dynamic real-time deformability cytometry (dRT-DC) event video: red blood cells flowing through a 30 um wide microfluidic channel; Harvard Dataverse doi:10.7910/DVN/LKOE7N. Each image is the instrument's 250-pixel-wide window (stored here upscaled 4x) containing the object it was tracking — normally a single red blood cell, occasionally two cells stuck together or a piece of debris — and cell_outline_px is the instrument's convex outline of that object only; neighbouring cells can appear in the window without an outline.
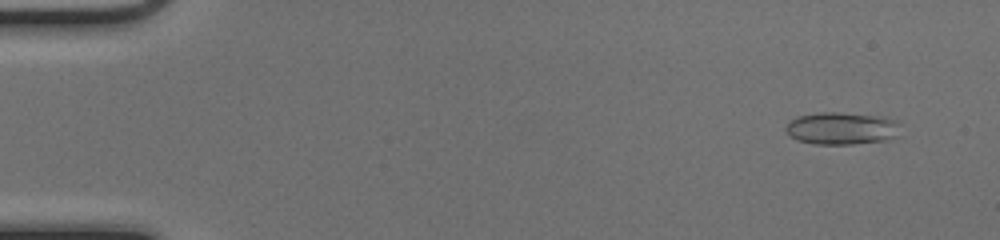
{"species": "common noctule bat (a hibernating species)", "species_latin": "Nyctalus noctula", "temperature_condition": "cold", "stored_images_in_passage": 51, "camera_frame_rate_fps": 3000, "um_per_image_px": 0.085, "animal": {"sex": "female", "body_mass_g": 17.0, "forearm_length_mm": 48.0}, "frame": {"image": 1, "passage_image": 4, "time_ms": 1.0, "image_size_px": [1000, 240], "cell_outline_px": [[900, 136], [888, 140], [852, 144], [812, 144], [796, 140], [784, 128], [796, 116], [820, 112], [844, 112], [888, 116], [896, 120], [900, 124]], "centroid_in_image_um": [71.63, 10.9], "position_along_channel_um": 13.4, "area_um2": 22.2}}
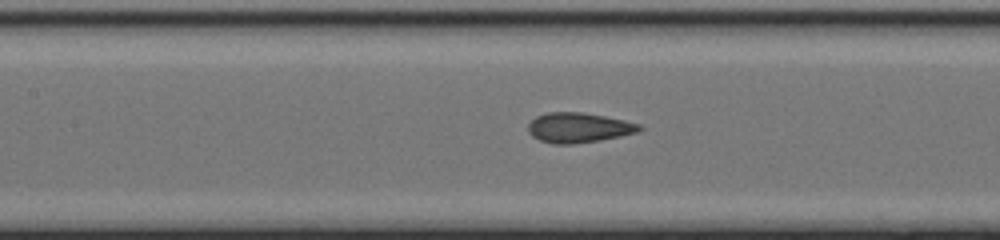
{"frame": {"image": 2, "passage_image": 24, "time_ms": 7.667, "image_size_px": [1000, 240], "cell_outline_px": [[644, 128], [636, 132], [620, 136], [600, 140], [572, 144], [552, 144], [540, 140], [532, 136], [528, 132], [528, 124], [536, 116], [548, 112], [580, 112], [604, 116], [624, 120], [640, 124]], "centroid_in_image_um": [49.16, 10.85], "position_along_channel_um": 158.2, "area_um2": 19.36}}
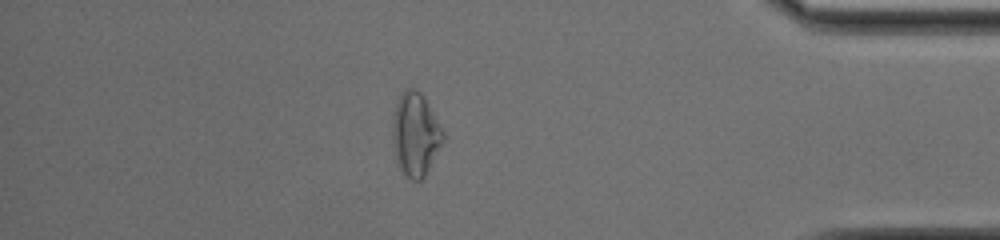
{"frame": {"image": 3, "passage_image": 44, "time_ms": 14.333, "image_size_px": [1000, 240], "cell_outline_px": [[444, 140], [424, 176], [420, 180], [412, 180], [404, 176], [396, 164], [392, 136], [392, 124], [396, 104], [400, 96], [408, 88], [416, 88], [424, 96], [444, 132]], "centroid_in_image_um": [35.3, 11.44], "position_along_channel_um": 399.9, "area_um2": 24.45}, "authors_computed_cell_mechanics": {"area_um2": 19.8254, "velocity_mm_per_s": 4.1455, "shape_relaxation_time_tau1_ms": null, "shape_relaxation_time_tau2_ms": 1.2326, "deformation_change_tau1": null, "deformation_change_tau2": 0.0779}}